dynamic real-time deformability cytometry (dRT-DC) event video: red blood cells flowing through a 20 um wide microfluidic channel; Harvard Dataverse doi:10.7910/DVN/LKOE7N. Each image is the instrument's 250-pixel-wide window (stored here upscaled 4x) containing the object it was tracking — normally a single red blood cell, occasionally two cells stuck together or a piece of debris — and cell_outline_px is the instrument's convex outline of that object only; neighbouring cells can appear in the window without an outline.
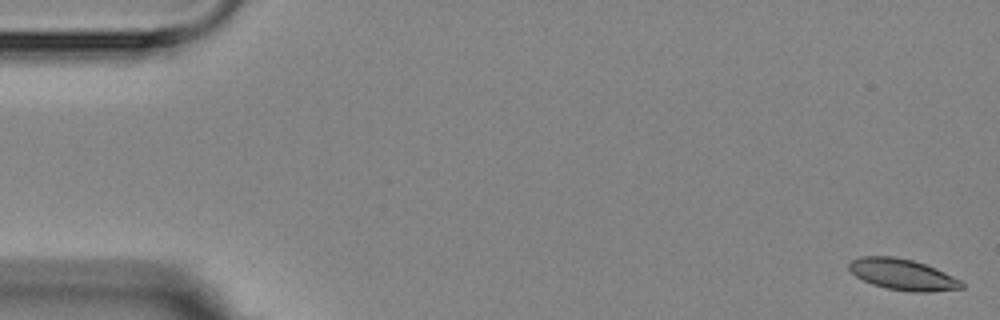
{"species": "Egyptian fruit bat (a non-hibernating species)", "species_latin": "Rousettus aegyptiacus", "temperature_condition": "room temperature", "stored_images_in_passage": 5, "camera_frame_rate_fps": 3000, "um_per_image_px": 0.085, "animal": {"sex": "female"}, "frame": {"image": 1, "passage_image": 1, "time_ms": 0.0, "image_size_px": [1000, 320], "cell_outline_px": [[964, 288], [932, 292], [912, 292], [888, 288], [872, 284], [856, 276], [848, 268], [848, 264], [852, 260], [860, 256], [892, 256], [912, 260], [936, 268], [960, 280], [964, 284]], "centroid_in_image_um": [76.73, 23.33], "position_along_channel_um": 8.3, "area_um2": 20.29}}